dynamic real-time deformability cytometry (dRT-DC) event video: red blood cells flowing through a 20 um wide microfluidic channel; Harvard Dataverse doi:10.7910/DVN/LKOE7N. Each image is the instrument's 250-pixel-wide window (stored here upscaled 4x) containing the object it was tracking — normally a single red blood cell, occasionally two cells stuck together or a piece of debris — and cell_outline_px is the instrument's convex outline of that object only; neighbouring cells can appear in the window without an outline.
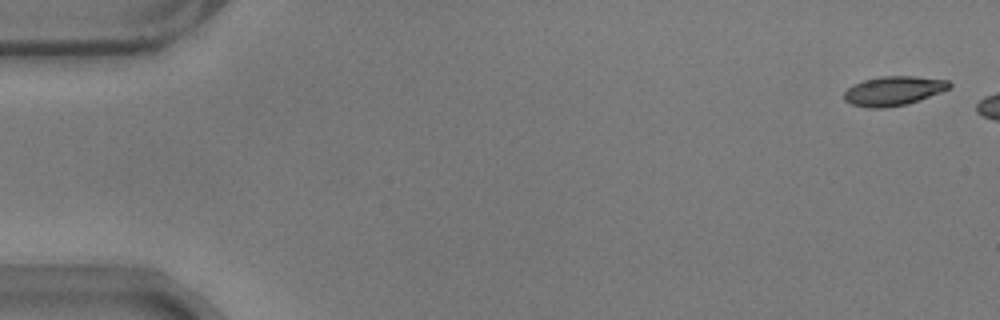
{"species": "common noctule bat (a hibernating species)", "species_latin": "Nyctalus noctula", "temperature_condition": "warm", "stored_images_in_passage": 7, "camera_frame_rate_fps": 3000, "um_per_image_px": 0.085, "animal": {"sex": "male", "body_mass_g": 17.9}, "frame": {"image": 1, "passage_image": 2, "time_ms": 0.333, "image_size_px": [1000, 320], "cell_outline_px": [[952, 84], [948, 88], [940, 92], [904, 104], [884, 108], [868, 108], [852, 104], [844, 100], [844, 92], [852, 84], [864, 80], [880, 76], [916, 76], [948, 80]], "centroid_in_image_um": [75.9, 7.71], "position_along_channel_um": 9.1, "area_um2": 17.74}}